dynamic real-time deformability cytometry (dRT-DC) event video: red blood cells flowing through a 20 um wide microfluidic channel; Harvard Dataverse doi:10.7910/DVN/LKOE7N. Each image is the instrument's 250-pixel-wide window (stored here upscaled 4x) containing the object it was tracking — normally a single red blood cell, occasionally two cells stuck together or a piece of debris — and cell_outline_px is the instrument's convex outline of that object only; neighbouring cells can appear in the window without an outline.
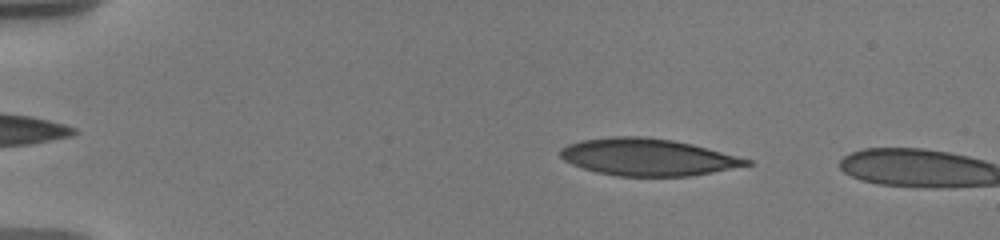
{"species": "human", "species_latin": "Homo sapiens", "temperature_condition": "warm", "stored_images_in_passage": 6, "camera_frame_rate_fps": 3000, "um_per_image_px": 0.085, "donor": {"sex": "male"}, "frame": {"image": 1, "passage_image": 3, "time_ms": 2.0, "image_size_px": [1000, 240], "cell_outline_px": [[752, 164], [712, 172], [688, 176], [616, 176], [596, 172], [572, 164], [564, 160], [560, 156], [560, 148], [568, 144], [580, 140], [612, 136], [644, 136], [672, 140], [692, 144], [752, 160]], "centroid_in_image_um": [55.01, 13.35], "position_along_channel_um": 30.0, "area_um2": 40.06}}